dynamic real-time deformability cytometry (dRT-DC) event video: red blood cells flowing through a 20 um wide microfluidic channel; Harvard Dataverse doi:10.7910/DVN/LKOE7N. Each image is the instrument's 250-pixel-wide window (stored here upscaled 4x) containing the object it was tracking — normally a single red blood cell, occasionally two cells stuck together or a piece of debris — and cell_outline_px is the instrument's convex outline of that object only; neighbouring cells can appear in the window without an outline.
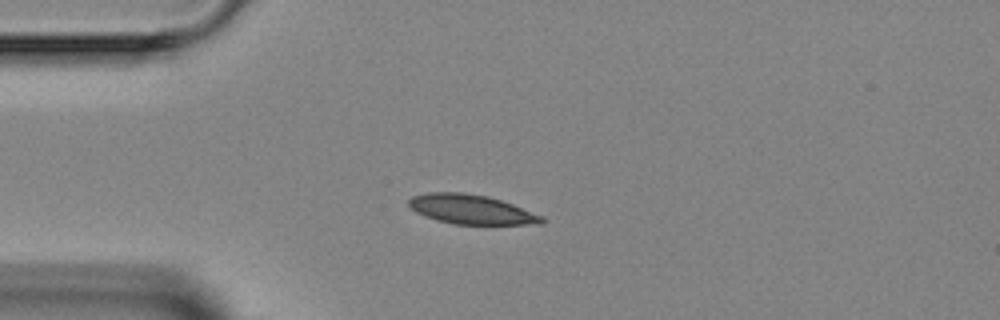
{"species": "Egyptian fruit bat (a non-hibernating species)", "species_latin": "Rousettus aegyptiacus", "temperature_condition": "room temperature", "stored_images_in_passage": 5, "camera_frame_rate_fps": 3000, "um_per_image_px": 0.085, "animal": {"sex": "female"}, "frame": {"image": 1, "passage_image": 3, "time_ms": 2.333, "image_size_px": [1000, 320], "cell_outline_px": [[544, 220], [540, 224], [456, 224], [440, 220], [416, 212], [408, 204], [408, 200], [412, 196], [428, 192], [464, 192], [488, 196], [512, 204], [544, 216]], "centroid_in_image_um": [40.07, 17.78], "position_along_channel_um": 44.9, "area_um2": 22.54}}
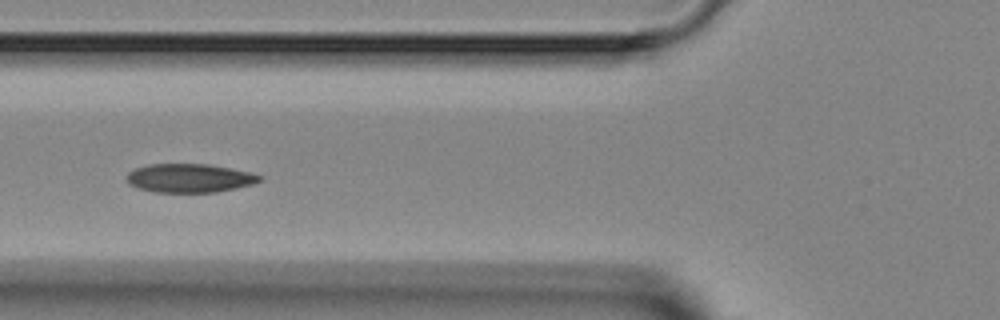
{"frame": {"image": 2, "passage_image": 5, "time_ms": 4.333, "image_size_px": [1000, 320], "cell_outline_px": [[264, 176], [260, 180], [252, 184], [236, 188], [216, 192], [152, 192], [128, 184], [128, 172], [136, 168], [148, 164], [208, 164], [248, 172]], "centroid_in_image_um": [16.1, 15.14], "position_along_channel_um": 109.7, "area_um2": 22.02}}